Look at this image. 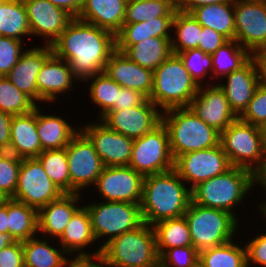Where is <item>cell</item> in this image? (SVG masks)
I'll use <instances>...</instances> for the list:
<instances>
[{"label": "cell", "instance_id": "cell-1", "mask_svg": "<svg viewBox=\"0 0 266 267\" xmlns=\"http://www.w3.org/2000/svg\"><path fill=\"white\" fill-rule=\"evenodd\" d=\"M51 46L57 57L69 63L76 79L84 81L104 72L108 59L116 50V35L73 18Z\"/></svg>", "mask_w": 266, "mask_h": 267}, {"label": "cell", "instance_id": "cell-2", "mask_svg": "<svg viewBox=\"0 0 266 267\" xmlns=\"http://www.w3.org/2000/svg\"><path fill=\"white\" fill-rule=\"evenodd\" d=\"M172 169L144 177L140 204L143 223L150 226L157 222L184 216L192 200L191 189Z\"/></svg>", "mask_w": 266, "mask_h": 267}, {"label": "cell", "instance_id": "cell-3", "mask_svg": "<svg viewBox=\"0 0 266 267\" xmlns=\"http://www.w3.org/2000/svg\"><path fill=\"white\" fill-rule=\"evenodd\" d=\"M104 267H156L159 265L153 226L143 223L123 233L101 248Z\"/></svg>", "mask_w": 266, "mask_h": 267}, {"label": "cell", "instance_id": "cell-4", "mask_svg": "<svg viewBox=\"0 0 266 267\" xmlns=\"http://www.w3.org/2000/svg\"><path fill=\"white\" fill-rule=\"evenodd\" d=\"M162 123L169 134L170 152L175 160L187 152L215 147L220 133L197 117L188 107L162 112Z\"/></svg>", "mask_w": 266, "mask_h": 267}, {"label": "cell", "instance_id": "cell-5", "mask_svg": "<svg viewBox=\"0 0 266 267\" xmlns=\"http://www.w3.org/2000/svg\"><path fill=\"white\" fill-rule=\"evenodd\" d=\"M199 85L186 70L178 54L172 53L154 72L149 100L165 111L188 107Z\"/></svg>", "mask_w": 266, "mask_h": 267}, {"label": "cell", "instance_id": "cell-6", "mask_svg": "<svg viewBox=\"0 0 266 267\" xmlns=\"http://www.w3.org/2000/svg\"><path fill=\"white\" fill-rule=\"evenodd\" d=\"M255 184L254 173L242 167L232 166L225 173L199 183L191 190L195 204L232 212Z\"/></svg>", "mask_w": 266, "mask_h": 267}, {"label": "cell", "instance_id": "cell-7", "mask_svg": "<svg viewBox=\"0 0 266 267\" xmlns=\"http://www.w3.org/2000/svg\"><path fill=\"white\" fill-rule=\"evenodd\" d=\"M193 246L198 252L231 241L237 226L234 214L195 204L192 200L184 214Z\"/></svg>", "mask_w": 266, "mask_h": 267}, {"label": "cell", "instance_id": "cell-8", "mask_svg": "<svg viewBox=\"0 0 266 267\" xmlns=\"http://www.w3.org/2000/svg\"><path fill=\"white\" fill-rule=\"evenodd\" d=\"M220 144L231 166L253 173L262 166L266 142L261 127L237 118L220 134Z\"/></svg>", "mask_w": 266, "mask_h": 267}, {"label": "cell", "instance_id": "cell-9", "mask_svg": "<svg viewBox=\"0 0 266 267\" xmlns=\"http://www.w3.org/2000/svg\"><path fill=\"white\" fill-rule=\"evenodd\" d=\"M85 207L90 216L95 239L110 235L100 249L111 239L133 231L143 224L140 204L105 201V203H92Z\"/></svg>", "mask_w": 266, "mask_h": 267}, {"label": "cell", "instance_id": "cell-10", "mask_svg": "<svg viewBox=\"0 0 266 267\" xmlns=\"http://www.w3.org/2000/svg\"><path fill=\"white\" fill-rule=\"evenodd\" d=\"M129 166L143 177L174 169L169 134L162 122L144 136L133 140Z\"/></svg>", "mask_w": 266, "mask_h": 267}, {"label": "cell", "instance_id": "cell-11", "mask_svg": "<svg viewBox=\"0 0 266 267\" xmlns=\"http://www.w3.org/2000/svg\"><path fill=\"white\" fill-rule=\"evenodd\" d=\"M63 192L47 176L37 157L22 158L16 191L11 198L39 211Z\"/></svg>", "mask_w": 266, "mask_h": 267}, {"label": "cell", "instance_id": "cell-12", "mask_svg": "<svg viewBox=\"0 0 266 267\" xmlns=\"http://www.w3.org/2000/svg\"><path fill=\"white\" fill-rule=\"evenodd\" d=\"M68 169L70 174V193L96 184L104 164L97 154L93 143L80 131L66 146Z\"/></svg>", "mask_w": 266, "mask_h": 267}, {"label": "cell", "instance_id": "cell-13", "mask_svg": "<svg viewBox=\"0 0 266 267\" xmlns=\"http://www.w3.org/2000/svg\"><path fill=\"white\" fill-rule=\"evenodd\" d=\"M236 40L254 56L266 47V0H234Z\"/></svg>", "mask_w": 266, "mask_h": 267}, {"label": "cell", "instance_id": "cell-14", "mask_svg": "<svg viewBox=\"0 0 266 267\" xmlns=\"http://www.w3.org/2000/svg\"><path fill=\"white\" fill-rule=\"evenodd\" d=\"M231 167L221 144L187 152L174 160V170L183 181L193 182L191 190L199 183L225 173Z\"/></svg>", "mask_w": 266, "mask_h": 267}, {"label": "cell", "instance_id": "cell-15", "mask_svg": "<svg viewBox=\"0 0 266 267\" xmlns=\"http://www.w3.org/2000/svg\"><path fill=\"white\" fill-rule=\"evenodd\" d=\"M148 98L141 104L129 109L112 110L101 119L110 130L131 139H137L162 122V112Z\"/></svg>", "mask_w": 266, "mask_h": 267}, {"label": "cell", "instance_id": "cell-16", "mask_svg": "<svg viewBox=\"0 0 266 267\" xmlns=\"http://www.w3.org/2000/svg\"><path fill=\"white\" fill-rule=\"evenodd\" d=\"M143 180L130 166H105L95 185L107 201L141 204Z\"/></svg>", "mask_w": 266, "mask_h": 267}, {"label": "cell", "instance_id": "cell-17", "mask_svg": "<svg viewBox=\"0 0 266 267\" xmlns=\"http://www.w3.org/2000/svg\"><path fill=\"white\" fill-rule=\"evenodd\" d=\"M82 127L81 131L93 143L104 166H129L133 139L110 130L101 122Z\"/></svg>", "mask_w": 266, "mask_h": 267}, {"label": "cell", "instance_id": "cell-18", "mask_svg": "<svg viewBox=\"0 0 266 267\" xmlns=\"http://www.w3.org/2000/svg\"><path fill=\"white\" fill-rule=\"evenodd\" d=\"M210 87L200 85L188 108L221 134L238 116L230 108L225 92L218 85Z\"/></svg>", "mask_w": 266, "mask_h": 267}, {"label": "cell", "instance_id": "cell-19", "mask_svg": "<svg viewBox=\"0 0 266 267\" xmlns=\"http://www.w3.org/2000/svg\"><path fill=\"white\" fill-rule=\"evenodd\" d=\"M22 1L28 16L31 34L46 38L45 45L51 46L73 19L64 9L48 0Z\"/></svg>", "mask_w": 266, "mask_h": 267}, {"label": "cell", "instance_id": "cell-20", "mask_svg": "<svg viewBox=\"0 0 266 267\" xmlns=\"http://www.w3.org/2000/svg\"><path fill=\"white\" fill-rule=\"evenodd\" d=\"M224 77L227 83L218 86L225 92L230 108L239 116L262 82L257 59L252 56L242 67Z\"/></svg>", "mask_w": 266, "mask_h": 267}, {"label": "cell", "instance_id": "cell-21", "mask_svg": "<svg viewBox=\"0 0 266 267\" xmlns=\"http://www.w3.org/2000/svg\"><path fill=\"white\" fill-rule=\"evenodd\" d=\"M104 73L119 86L140 91L148 99L153 89V71L131 61L117 49L108 59Z\"/></svg>", "mask_w": 266, "mask_h": 267}, {"label": "cell", "instance_id": "cell-22", "mask_svg": "<svg viewBox=\"0 0 266 267\" xmlns=\"http://www.w3.org/2000/svg\"><path fill=\"white\" fill-rule=\"evenodd\" d=\"M44 47V48H43ZM25 50L5 76L14 86L27 95L34 103L37 101V76L46 59L53 53L52 46Z\"/></svg>", "mask_w": 266, "mask_h": 267}, {"label": "cell", "instance_id": "cell-23", "mask_svg": "<svg viewBox=\"0 0 266 267\" xmlns=\"http://www.w3.org/2000/svg\"><path fill=\"white\" fill-rule=\"evenodd\" d=\"M73 78L77 80L69 63L52 53L37 76V101H55L58 93L71 89Z\"/></svg>", "mask_w": 266, "mask_h": 267}, {"label": "cell", "instance_id": "cell-24", "mask_svg": "<svg viewBox=\"0 0 266 267\" xmlns=\"http://www.w3.org/2000/svg\"><path fill=\"white\" fill-rule=\"evenodd\" d=\"M127 0H84L78 19L117 34L124 24Z\"/></svg>", "mask_w": 266, "mask_h": 267}, {"label": "cell", "instance_id": "cell-25", "mask_svg": "<svg viewBox=\"0 0 266 267\" xmlns=\"http://www.w3.org/2000/svg\"><path fill=\"white\" fill-rule=\"evenodd\" d=\"M42 151L36 127V107L29 113L13 115L9 152L20 158H33Z\"/></svg>", "mask_w": 266, "mask_h": 267}, {"label": "cell", "instance_id": "cell-26", "mask_svg": "<svg viewBox=\"0 0 266 267\" xmlns=\"http://www.w3.org/2000/svg\"><path fill=\"white\" fill-rule=\"evenodd\" d=\"M78 193H63L58 199L38 211V231L60 237L74 213L80 208L76 203Z\"/></svg>", "mask_w": 266, "mask_h": 267}, {"label": "cell", "instance_id": "cell-27", "mask_svg": "<svg viewBox=\"0 0 266 267\" xmlns=\"http://www.w3.org/2000/svg\"><path fill=\"white\" fill-rule=\"evenodd\" d=\"M177 10L175 6L166 16L156 17L149 21L124 23L116 34V49L125 52L130 46L149 37H171L172 20Z\"/></svg>", "mask_w": 266, "mask_h": 267}, {"label": "cell", "instance_id": "cell-28", "mask_svg": "<svg viewBox=\"0 0 266 267\" xmlns=\"http://www.w3.org/2000/svg\"><path fill=\"white\" fill-rule=\"evenodd\" d=\"M36 106V127L42 150L63 149L80 131L69 125L62 117L43 115Z\"/></svg>", "mask_w": 266, "mask_h": 267}, {"label": "cell", "instance_id": "cell-29", "mask_svg": "<svg viewBox=\"0 0 266 267\" xmlns=\"http://www.w3.org/2000/svg\"><path fill=\"white\" fill-rule=\"evenodd\" d=\"M172 37H149L130 46L124 54L136 64L153 72L173 53Z\"/></svg>", "mask_w": 266, "mask_h": 267}, {"label": "cell", "instance_id": "cell-30", "mask_svg": "<svg viewBox=\"0 0 266 267\" xmlns=\"http://www.w3.org/2000/svg\"><path fill=\"white\" fill-rule=\"evenodd\" d=\"M191 14L202 26L212 28L228 40H234V2L200 6L195 8Z\"/></svg>", "mask_w": 266, "mask_h": 267}, {"label": "cell", "instance_id": "cell-31", "mask_svg": "<svg viewBox=\"0 0 266 267\" xmlns=\"http://www.w3.org/2000/svg\"><path fill=\"white\" fill-rule=\"evenodd\" d=\"M8 234L14 241H25L38 232V211L13 199H7Z\"/></svg>", "mask_w": 266, "mask_h": 267}, {"label": "cell", "instance_id": "cell-32", "mask_svg": "<svg viewBox=\"0 0 266 267\" xmlns=\"http://www.w3.org/2000/svg\"><path fill=\"white\" fill-rule=\"evenodd\" d=\"M62 249L67 252H77L96 241L91 227L89 213L85 206L80 207L72 216L66 228L58 238Z\"/></svg>", "mask_w": 266, "mask_h": 267}, {"label": "cell", "instance_id": "cell-33", "mask_svg": "<svg viewBox=\"0 0 266 267\" xmlns=\"http://www.w3.org/2000/svg\"><path fill=\"white\" fill-rule=\"evenodd\" d=\"M153 228L159 257L167 249L193 246L185 216L159 221L153 225Z\"/></svg>", "mask_w": 266, "mask_h": 267}, {"label": "cell", "instance_id": "cell-34", "mask_svg": "<svg viewBox=\"0 0 266 267\" xmlns=\"http://www.w3.org/2000/svg\"><path fill=\"white\" fill-rule=\"evenodd\" d=\"M23 35H31L23 1L0 0V36L22 41Z\"/></svg>", "mask_w": 266, "mask_h": 267}, {"label": "cell", "instance_id": "cell-35", "mask_svg": "<svg viewBox=\"0 0 266 267\" xmlns=\"http://www.w3.org/2000/svg\"><path fill=\"white\" fill-rule=\"evenodd\" d=\"M199 267H248L246 246L233 241L199 252Z\"/></svg>", "mask_w": 266, "mask_h": 267}, {"label": "cell", "instance_id": "cell-36", "mask_svg": "<svg viewBox=\"0 0 266 267\" xmlns=\"http://www.w3.org/2000/svg\"><path fill=\"white\" fill-rule=\"evenodd\" d=\"M172 28L177 35L176 39H171L173 53L178 54L198 48L202 25L191 13L176 10L172 20Z\"/></svg>", "mask_w": 266, "mask_h": 267}, {"label": "cell", "instance_id": "cell-37", "mask_svg": "<svg viewBox=\"0 0 266 267\" xmlns=\"http://www.w3.org/2000/svg\"><path fill=\"white\" fill-rule=\"evenodd\" d=\"M45 240H39L32 237L28 240L22 241L24 267H60L65 252H61Z\"/></svg>", "mask_w": 266, "mask_h": 267}, {"label": "cell", "instance_id": "cell-38", "mask_svg": "<svg viewBox=\"0 0 266 267\" xmlns=\"http://www.w3.org/2000/svg\"><path fill=\"white\" fill-rule=\"evenodd\" d=\"M214 75L226 76L242 67L252 55L236 40H229L215 53L211 54Z\"/></svg>", "mask_w": 266, "mask_h": 267}, {"label": "cell", "instance_id": "cell-39", "mask_svg": "<svg viewBox=\"0 0 266 267\" xmlns=\"http://www.w3.org/2000/svg\"><path fill=\"white\" fill-rule=\"evenodd\" d=\"M37 158L52 182L63 193H70V174L66 147L63 149L43 150Z\"/></svg>", "mask_w": 266, "mask_h": 267}, {"label": "cell", "instance_id": "cell-40", "mask_svg": "<svg viewBox=\"0 0 266 267\" xmlns=\"http://www.w3.org/2000/svg\"><path fill=\"white\" fill-rule=\"evenodd\" d=\"M176 0H127L124 23H138L166 16Z\"/></svg>", "mask_w": 266, "mask_h": 267}, {"label": "cell", "instance_id": "cell-41", "mask_svg": "<svg viewBox=\"0 0 266 267\" xmlns=\"http://www.w3.org/2000/svg\"><path fill=\"white\" fill-rule=\"evenodd\" d=\"M5 76H0V110L11 115L31 112L37 105Z\"/></svg>", "mask_w": 266, "mask_h": 267}, {"label": "cell", "instance_id": "cell-42", "mask_svg": "<svg viewBox=\"0 0 266 267\" xmlns=\"http://www.w3.org/2000/svg\"><path fill=\"white\" fill-rule=\"evenodd\" d=\"M90 78L94 79L89 88L90 96L92 101L102 108L100 113V118H102L109 111L114 110V102H116L117 92L120 91L121 86L104 72L88 77L84 81Z\"/></svg>", "mask_w": 266, "mask_h": 267}, {"label": "cell", "instance_id": "cell-43", "mask_svg": "<svg viewBox=\"0 0 266 267\" xmlns=\"http://www.w3.org/2000/svg\"><path fill=\"white\" fill-rule=\"evenodd\" d=\"M22 158L9 151L0 152V192L7 199L14 196Z\"/></svg>", "mask_w": 266, "mask_h": 267}, {"label": "cell", "instance_id": "cell-44", "mask_svg": "<svg viewBox=\"0 0 266 267\" xmlns=\"http://www.w3.org/2000/svg\"><path fill=\"white\" fill-rule=\"evenodd\" d=\"M184 63L186 70L191 74V77L200 86V80L209 73L212 68L211 54H206L200 49H190L178 53Z\"/></svg>", "mask_w": 266, "mask_h": 267}, {"label": "cell", "instance_id": "cell-45", "mask_svg": "<svg viewBox=\"0 0 266 267\" xmlns=\"http://www.w3.org/2000/svg\"><path fill=\"white\" fill-rule=\"evenodd\" d=\"M238 118L261 128L266 125V83L259 84L254 96Z\"/></svg>", "mask_w": 266, "mask_h": 267}, {"label": "cell", "instance_id": "cell-46", "mask_svg": "<svg viewBox=\"0 0 266 267\" xmlns=\"http://www.w3.org/2000/svg\"><path fill=\"white\" fill-rule=\"evenodd\" d=\"M162 267H199V252L194 246L167 249L160 257Z\"/></svg>", "mask_w": 266, "mask_h": 267}, {"label": "cell", "instance_id": "cell-47", "mask_svg": "<svg viewBox=\"0 0 266 267\" xmlns=\"http://www.w3.org/2000/svg\"><path fill=\"white\" fill-rule=\"evenodd\" d=\"M22 41L0 36V76H6L23 53Z\"/></svg>", "mask_w": 266, "mask_h": 267}, {"label": "cell", "instance_id": "cell-48", "mask_svg": "<svg viewBox=\"0 0 266 267\" xmlns=\"http://www.w3.org/2000/svg\"><path fill=\"white\" fill-rule=\"evenodd\" d=\"M228 41L229 40L225 36L212 28L202 26L197 49H200L206 54H213Z\"/></svg>", "mask_w": 266, "mask_h": 267}, {"label": "cell", "instance_id": "cell-49", "mask_svg": "<svg viewBox=\"0 0 266 267\" xmlns=\"http://www.w3.org/2000/svg\"><path fill=\"white\" fill-rule=\"evenodd\" d=\"M0 267H24L21 241H13L0 250Z\"/></svg>", "mask_w": 266, "mask_h": 267}, {"label": "cell", "instance_id": "cell-50", "mask_svg": "<svg viewBox=\"0 0 266 267\" xmlns=\"http://www.w3.org/2000/svg\"><path fill=\"white\" fill-rule=\"evenodd\" d=\"M247 266L256 263L266 267V234H261L246 245Z\"/></svg>", "mask_w": 266, "mask_h": 267}, {"label": "cell", "instance_id": "cell-51", "mask_svg": "<svg viewBox=\"0 0 266 267\" xmlns=\"http://www.w3.org/2000/svg\"><path fill=\"white\" fill-rule=\"evenodd\" d=\"M147 97L140 91L121 87L117 92L116 102H114V110L129 109L141 105Z\"/></svg>", "mask_w": 266, "mask_h": 267}, {"label": "cell", "instance_id": "cell-52", "mask_svg": "<svg viewBox=\"0 0 266 267\" xmlns=\"http://www.w3.org/2000/svg\"><path fill=\"white\" fill-rule=\"evenodd\" d=\"M94 258L98 261V264L93 262L96 261ZM60 267H104L101 249H98L95 253L93 252L92 255H88L85 252H78L74 260H68L65 257Z\"/></svg>", "mask_w": 266, "mask_h": 267}, {"label": "cell", "instance_id": "cell-53", "mask_svg": "<svg viewBox=\"0 0 266 267\" xmlns=\"http://www.w3.org/2000/svg\"><path fill=\"white\" fill-rule=\"evenodd\" d=\"M12 117L0 110V152L9 151Z\"/></svg>", "mask_w": 266, "mask_h": 267}, {"label": "cell", "instance_id": "cell-54", "mask_svg": "<svg viewBox=\"0 0 266 267\" xmlns=\"http://www.w3.org/2000/svg\"><path fill=\"white\" fill-rule=\"evenodd\" d=\"M227 2H234V0H176V7L179 11L191 13L200 6Z\"/></svg>", "mask_w": 266, "mask_h": 267}, {"label": "cell", "instance_id": "cell-55", "mask_svg": "<svg viewBox=\"0 0 266 267\" xmlns=\"http://www.w3.org/2000/svg\"><path fill=\"white\" fill-rule=\"evenodd\" d=\"M59 8L64 9L73 18H77L82 9L84 0H48Z\"/></svg>", "mask_w": 266, "mask_h": 267}, {"label": "cell", "instance_id": "cell-56", "mask_svg": "<svg viewBox=\"0 0 266 267\" xmlns=\"http://www.w3.org/2000/svg\"><path fill=\"white\" fill-rule=\"evenodd\" d=\"M254 57L257 59L259 69H260V76L263 83H266V47L260 49Z\"/></svg>", "mask_w": 266, "mask_h": 267}, {"label": "cell", "instance_id": "cell-57", "mask_svg": "<svg viewBox=\"0 0 266 267\" xmlns=\"http://www.w3.org/2000/svg\"><path fill=\"white\" fill-rule=\"evenodd\" d=\"M255 183L262 185L266 191V151L262 166L254 173Z\"/></svg>", "mask_w": 266, "mask_h": 267}, {"label": "cell", "instance_id": "cell-58", "mask_svg": "<svg viewBox=\"0 0 266 267\" xmlns=\"http://www.w3.org/2000/svg\"><path fill=\"white\" fill-rule=\"evenodd\" d=\"M0 232L8 234L7 200L0 205Z\"/></svg>", "mask_w": 266, "mask_h": 267}, {"label": "cell", "instance_id": "cell-59", "mask_svg": "<svg viewBox=\"0 0 266 267\" xmlns=\"http://www.w3.org/2000/svg\"><path fill=\"white\" fill-rule=\"evenodd\" d=\"M13 241L9 234L0 232V250L10 245Z\"/></svg>", "mask_w": 266, "mask_h": 267}, {"label": "cell", "instance_id": "cell-60", "mask_svg": "<svg viewBox=\"0 0 266 267\" xmlns=\"http://www.w3.org/2000/svg\"><path fill=\"white\" fill-rule=\"evenodd\" d=\"M7 200V197L0 192V205L3 204Z\"/></svg>", "mask_w": 266, "mask_h": 267}, {"label": "cell", "instance_id": "cell-61", "mask_svg": "<svg viewBox=\"0 0 266 267\" xmlns=\"http://www.w3.org/2000/svg\"><path fill=\"white\" fill-rule=\"evenodd\" d=\"M259 207H260L261 212L264 214V216H266V203H264V205H260Z\"/></svg>", "mask_w": 266, "mask_h": 267}, {"label": "cell", "instance_id": "cell-62", "mask_svg": "<svg viewBox=\"0 0 266 267\" xmlns=\"http://www.w3.org/2000/svg\"><path fill=\"white\" fill-rule=\"evenodd\" d=\"M262 130H263L264 140L266 142V125L262 128Z\"/></svg>", "mask_w": 266, "mask_h": 267}]
</instances>
